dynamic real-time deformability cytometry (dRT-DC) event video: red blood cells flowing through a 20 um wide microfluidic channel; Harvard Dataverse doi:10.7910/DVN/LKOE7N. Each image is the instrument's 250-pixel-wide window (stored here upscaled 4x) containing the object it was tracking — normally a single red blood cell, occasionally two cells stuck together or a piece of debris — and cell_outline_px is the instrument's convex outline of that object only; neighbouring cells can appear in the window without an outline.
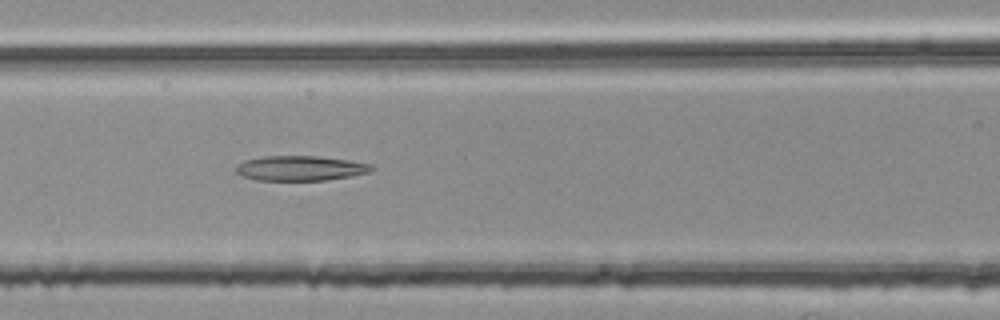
{"species": "common noctule bat (a hibernating species)", "species_latin": "Nyctalus noctula", "temperature_condition": "room temperature", "stored_images_in_passage": 53, "camera_frame_rate_fps": 3000, "um_per_image_px": 0.085, "animal": {"sex": "female", "body_mass_g": 25.1}, "frame": {"image": 1, "passage_image": 22, "time_ms": 7.0, "image_size_px": [1000, 320], "cell_outline_px": [[376, 168], [368, 172], [352, 176], [328, 180], [256, 180], [244, 176], [236, 172], [236, 164], [244, 160], [264, 156], [320, 156], [348, 160], [372, 164]], "centroid_in_image_um": [25.55, 14.29], "position_along_channel_um": 141.1, "area_um2": 19.77}}
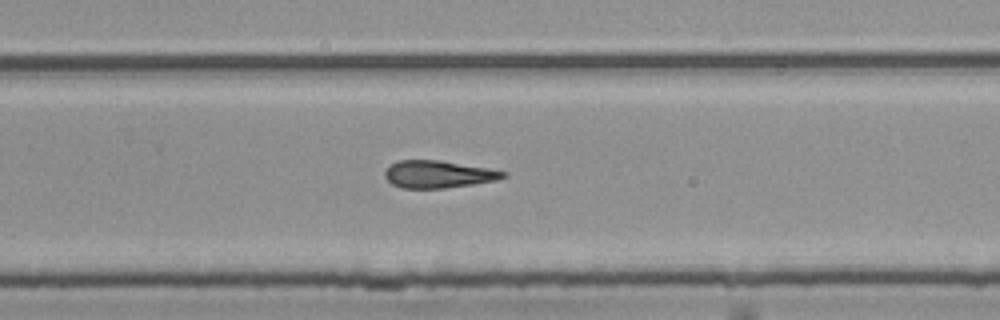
{"frame": {"image": 2, "passage_image": 34, "time_ms": 11.0, "image_size_px": [1000, 320], "cell_outline_px": [[508, 176], [496, 180], [472, 184], [444, 188], [400, 188], [392, 184], [384, 176], [384, 172], [396, 160], [440, 160], [488, 168], [508, 172]], "centroid_in_image_um": [37.25, 14.81], "position_along_channel_um": 292.5, "area_um2": 18.84}}
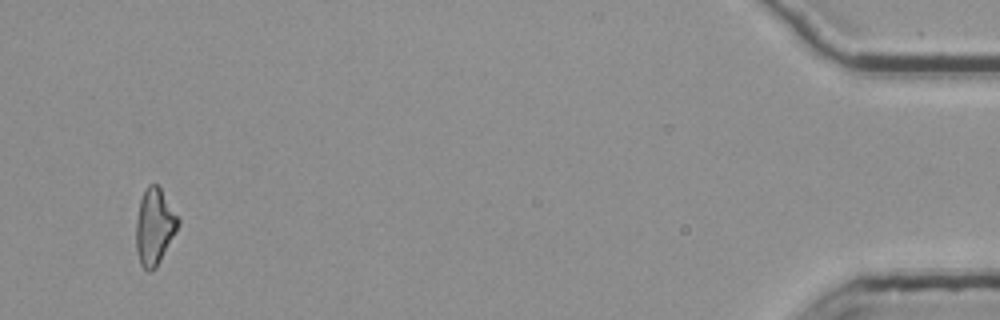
{"frame": {"image": 3, "passage_image": 51, "time_ms": 16.667, "image_size_px": [1000, 320], "cell_outline_px": [[180, 224], [176, 232], [156, 268], [152, 272], [148, 272], [140, 264], [136, 248], [136, 220], [140, 200], [148, 184], [156, 184], [160, 188], [180, 220]], "centroid_in_image_um": [13.13, 19.3], "position_along_channel_um": 422.1, "area_um2": 18.61}}